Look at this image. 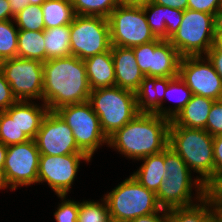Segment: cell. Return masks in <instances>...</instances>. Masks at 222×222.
<instances>
[{
    "label": "cell",
    "mask_w": 222,
    "mask_h": 222,
    "mask_svg": "<svg viewBox=\"0 0 222 222\" xmlns=\"http://www.w3.org/2000/svg\"><path fill=\"white\" fill-rule=\"evenodd\" d=\"M90 93L83 60L70 55L49 59L43 63L42 100L49 111L89 101Z\"/></svg>",
    "instance_id": "1"
},
{
    "label": "cell",
    "mask_w": 222,
    "mask_h": 222,
    "mask_svg": "<svg viewBox=\"0 0 222 222\" xmlns=\"http://www.w3.org/2000/svg\"><path fill=\"white\" fill-rule=\"evenodd\" d=\"M170 122L155 113H139L108 138V145L136 160L160 153L169 144Z\"/></svg>",
    "instance_id": "2"
},
{
    "label": "cell",
    "mask_w": 222,
    "mask_h": 222,
    "mask_svg": "<svg viewBox=\"0 0 222 222\" xmlns=\"http://www.w3.org/2000/svg\"><path fill=\"white\" fill-rule=\"evenodd\" d=\"M206 188L214 182L213 136L205 129L169 126V144Z\"/></svg>",
    "instance_id": "3"
},
{
    "label": "cell",
    "mask_w": 222,
    "mask_h": 222,
    "mask_svg": "<svg viewBox=\"0 0 222 222\" xmlns=\"http://www.w3.org/2000/svg\"><path fill=\"white\" fill-rule=\"evenodd\" d=\"M164 162L166 177L155 193L157 202L161 208L169 210L193 205L194 203L191 199L193 186L197 188L196 199L198 201L207 195L205 185L200 182L198 176L193 182L190 173L191 170L185 161L169 146L164 149Z\"/></svg>",
    "instance_id": "4"
},
{
    "label": "cell",
    "mask_w": 222,
    "mask_h": 222,
    "mask_svg": "<svg viewBox=\"0 0 222 222\" xmlns=\"http://www.w3.org/2000/svg\"><path fill=\"white\" fill-rule=\"evenodd\" d=\"M89 102L107 138L140 113L136 94L117 86L91 90Z\"/></svg>",
    "instance_id": "5"
},
{
    "label": "cell",
    "mask_w": 222,
    "mask_h": 222,
    "mask_svg": "<svg viewBox=\"0 0 222 222\" xmlns=\"http://www.w3.org/2000/svg\"><path fill=\"white\" fill-rule=\"evenodd\" d=\"M104 199L112 222H129L161 209L156 194L142 186L132 175L105 194Z\"/></svg>",
    "instance_id": "6"
},
{
    "label": "cell",
    "mask_w": 222,
    "mask_h": 222,
    "mask_svg": "<svg viewBox=\"0 0 222 222\" xmlns=\"http://www.w3.org/2000/svg\"><path fill=\"white\" fill-rule=\"evenodd\" d=\"M215 32L214 15L186 9L178 30L168 41L182 57L205 55L213 46Z\"/></svg>",
    "instance_id": "7"
},
{
    "label": "cell",
    "mask_w": 222,
    "mask_h": 222,
    "mask_svg": "<svg viewBox=\"0 0 222 222\" xmlns=\"http://www.w3.org/2000/svg\"><path fill=\"white\" fill-rule=\"evenodd\" d=\"M73 131L78 148L90 159L108 138L101 129L98 116L89 101L65 105L56 110Z\"/></svg>",
    "instance_id": "8"
},
{
    "label": "cell",
    "mask_w": 222,
    "mask_h": 222,
    "mask_svg": "<svg viewBox=\"0 0 222 222\" xmlns=\"http://www.w3.org/2000/svg\"><path fill=\"white\" fill-rule=\"evenodd\" d=\"M112 46L135 47L156 40L143 6L118 5L108 16Z\"/></svg>",
    "instance_id": "9"
},
{
    "label": "cell",
    "mask_w": 222,
    "mask_h": 222,
    "mask_svg": "<svg viewBox=\"0 0 222 222\" xmlns=\"http://www.w3.org/2000/svg\"><path fill=\"white\" fill-rule=\"evenodd\" d=\"M70 33L71 55L81 60L104 53L112 47L107 18L75 15Z\"/></svg>",
    "instance_id": "10"
},
{
    "label": "cell",
    "mask_w": 222,
    "mask_h": 222,
    "mask_svg": "<svg viewBox=\"0 0 222 222\" xmlns=\"http://www.w3.org/2000/svg\"><path fill=\"white\" fill-rule=\"evenodd\" d=\"M40 152L35 139L7 146L2 170L3 182L10 190L38 183Z\"/></svg>",
    "instance_id": "11"
},
{
    "label": "cell",
    "mask_w": 222,
    "mask_h": 222,
    "mask_svg": "<svg viewBox=\"0 0 222 222\" xmlns=\"http://www.w3.org/2000/svg\"><path fill=\"white\" fill-rule=\"evenodd\" d=\"M0 68L17 100L41 99L42 101V62L15 57L1 61Z\"/></svg>",
    "instance_id": "12"
},
{
    "label": "cell",
    "mask_w": 222,
    "mask_h": 222,
    "mask_svg": "<svg viewBox=\"0 0 222 222\" xmlns=\"http://www.w3.org/2000/svg\"><path fill=\"white\" fill-rule=\"evenodd\" d=\"M202 56H183L179 64V77L193 95L222 100V78L208 58Z\"/></svg>",
    "instance_id": "13"
},
{
    "label": "cell",
    "mask_w": 222,
    "mask_h": 222,
    "mask_svg": "<svg viewBox=\"0 0 222 222\" xmlns=\"http://www.w3.org/2000/svg\"><path fill=\"white\" fill-rule=\"evenodd\" d=\"M89 162L86 154L40 155L38 183L47 182L56 195H67L79 169L80 161Z\"/></svg>",
    "instance_id": "14"
},
{
    "label": "cell",
    "mask_w": 222,
    "mask_h": 222,
    "mask_svg": "<svg viewBox=\"0 0 222 222\" xmlns=\"http://www.w3.org/2000/svg\"><path fill=\"white\" fill-rule=\"evenodd\" d=\"M40 155L84 154L73 131L56 111H48L35 138Z\"/></svg>",
    "instance_id": "15"
},
{
    "label": "cell",
    "mask_w": 222,
    "mask_h": 222,
    "mask_svg": "<svg viewBox=\"0 0 222 222\" xmlns=\"http://www.w3.org/2000/svg\"><path fill=\"white\" fill-rule=\"evenodd\" d=\"M116 86L136 93L145 77L138 66L133 48L112 46Z\"/></svg>",
    "instance_id": "16"
},
{
    "label": "cell",
    "mask_w": 222,
    "mask_h": 222,
    "mask_svg": "<svg viewBox=\"0 0 222 222\" xmlns=\"http://www.w3.org/2000/svg\"><path fill=\"white\" fill-rule=\"evenodd\" d=\"M173 78L145 76L136 94L140 113H155L165 118L163 100L168 83ZM160 96V97H158Z\"/></svg>",
    "instance_id": "17"
},
{
    "label": "cell",
    "mask_w": 222,
    "mask_h": 222,
    "mask_svg": "<svg viewBox=\"0 0 222 222\" xmlns=\"http://www.w3.org/2000/svg\"><path fill=\"white\" fill-rule=\"evenodd\" d=\"M91 90L116 86L111 49L83 60Z\"/></svg>",
    "instance_id": "18"
},
{
    "label": "cell",
    "mask_w": 222,
    "mask_h": 222,
    "mask_svg": "<svg viewBox=\"0 0 222 222\" xmlns=\"http://www.w3.org/2000/svg\"><path fill=\"white\" fill-rule=\"evenodd\" d=\"M215 100L192 95L189 102L170 122L169 126L205 129L211 106Z\"/></svg>",
    "instance_id": "19"
},
{
    "label": "cell",
    "mask_w": 222,
    "mask_h": 222,
    "mask_svg": "<svg viewBox=\"0 0 222 222\" xmlns=\"http://www.w3.org/2000/svg\"><path fill=\"white\" fill-rule=\"evenodd\" d=\"M181 58L182 56L168 40L157 38L154 40L152 77L174 78L179 76Z\"/></svg>",
    "instance_id": "20"
},
{
    "label": "cell",
    "mask_w": 222,
    "mask_h": 222,
    "mask_svg": "<svg viewBox=\"0 0 222 222\" xmlns=\"http://www.w3.org/2000/svg\"><path fill=\"white\" fill-rule=\"evenodd\" d=\"M140 160H143L144 163L132 176L142 186L156 193L163 179L166 177L164 150Z\"/></svg>",
    "instance_id": "21"
},
{
    "label": "cell",
    "mask_w": 222,
    "mask_h": 222,
    "mask_svg": "<svg viewBox=\"0 0 222 222\" xmlns=\"http://www.w3.org/2000/svg\"><path fill=\"white\" fill-rule=\"evenodd\" d=\"M49 109L45 104L41 107L25 100L17 101V123L30 139H35L42 121Z\"/></svg>",
    "instance_id": "22"
},
{
    "label": "cell",
    "mask_w": 222,
    "mask_h": 222,
    "mask_svg": "<svg viewBox=\"0 0 222 222\" xmlns=\"http://www.w3.org/2000/svg\"><path fill=\"white\" fill-rule=\"evenodd\" d=\"M44 30L18 31L17 57L23 59L46 61Z\"/></svg>",
    "instance_id": "23"
},
{
    "label": "cell",
    "mask_w": 222,
    "mask_h": 222,
    "mask_svg": "<svg viewBox=\"0 0 222 222\" xmlns=\"http://www.w3.org/2000/svg\"><path fill=\"white\" fill-rule=\"evenodd\" d=\"M70 39V25L45 29L44 42L46 60L70 56Z\"/></svg>",
    "instance_id": "24"
},
{
    "label": "cell",
    "mask_w": 222,
    "mask_h": 222,
    "mask_svg": "<svg viewBox=\"0 0 222 222\" xmlns=\"http://www.w3.org/2000/svg\"><path fill=\"white\" fill-rule=\"evenodd\" d=\"M41 7L45 29L70 25L75 16L71 0H46Z\"/></svg>",
    "instance_id": "25"
},
{
    "label": "cell",
    "mask_w": 222,
    "mask_h": 222,
    "mask_svg": "<svg viewBox=\"0 0 222 222\" xmlns=\"http://www.w3.org/2000/svg\"><path fill=\"white\" fill-rule=\"evenodd\" d=\"M199 202L167 210L168 222H206L214 214L211 198L206 195Z\"/></svg>",
    "instance_id": "26"
},
{
    "label": "cell",
    "mask_w": 222,
    "mask_h": 222,
    "mask_svg": "<svg viewBox=\"0 0 222 222\" xmlns=\"http://www.w3.org/2000/svg\"><path fill=\"white\" fill-rule=\"evenodd\" d=\"M31 140L17 123V102L0 112V141L6 145L25 143Z\"/></svg>",
    "instance_id": "27"
},
{
    "label": "cell",
    "mask_w": 222,
    "mask_h": 222,
    "mask_svg": "<svg viewBox=\"0 0 222 222\" xmlns=\"http://www.w3.org/2000/svg\"><path fill=\"white\" fill-rule=\"evenodd\" d=\"M75 15L108 18L118 6L117 0H71Z\"/></svg>",
    "instance_id": "28"
},
{
    "label": "cell",
    "mask_w": 222,
    "mask_h": 222,
    "mask_svg": "<svg viewBox=\"0 0 222 222\" xmlns=\"http://www.w3.org/2000/svg\"><path fill=\"white\" fill-rule=\"evenodd\" d=\"M177 92V93H176ZM173 93L178 94L175 101L177 102L176 105H174V109L165 110V118L169 119L170 121L179 114V112L183 109V107L189 102V100L192 97V92L186 85V83L179 77H174L169 83L165 91V96L168 98L170 97L171 100H174L172 98ZM180 93V94H179ZM176 95H174L175 97Z\"/></svg>",
    "instance_id": "29"
},
{
    "label": "cell",
    "mask_w": 222,
    "mask_h": 222,
    "mask_svg": "<svg viewBox=\"0 0 222 222\" xmlns=\"http://www.w3.org/2000/svg\"><path fill=\"white\" fill-rule=\"evenodd\" d=\"M147 23L156 38L167 40V7L152 3L150 0L143 5ZM151 15L148 16V13Z\"/></svg>",
    "instance_id": "30"
},
{
    "label": "cell",
    "mask_w": 222,
    "mask_h": 222,
    "mask_svg": "<svg viewBox=\"0 0 222 222\" xmlns=\"http://www.w3.org/2000/svg\"><path fill=\"white\" fill-rule=\"evenodd\" d=\"M18 30L41 31L45 30L44 15L39 5H27L14 16Z\"/></svg>",
    "instance_id": "31"
},
{
    "label": "cell",
    "mask_w": 222,
    "mask_h": 222,
    "mask_svg": "<svg viewBox=\"0 0 222 222\" xmlns=\"http://www.w3.org/2000/svg\"><path fill=\"white\" fill-rule=\"evenodd\" d=\"M18 31L12 19L0 21V62L17 57Z\"/></svg>",
    "instance_id": "32"
},
{
    "label": "cell",
    "mask_w": 222,
    "mask_h": 222,
    "mask_svg": "<svg viewBox=\"0 0 222 222\" xmlns=\"http://www.w3.org/2000/svg\"><path fill=\"white\" fill-rule=\"evenodd\" d=\"M83 201L79 202L77 222H112L107 202ZM104 204V205H103Z\"/></svg>",
    "instance_id": "33"
},
{
    "label": "cell",
    "mask_w": 222,
    "mask_h": 222,
    "mask_svg": "<svg viewBox=\"0 0 222 222\" xmlns=\"http://www.w3.org/2000/svg\"><path fill=\"white\" fill-rule=\"evenodd\" d=\"M138 66L145 76L152 77V60L154 54V41L132 47Z\"/></svg>",
    "instance_id": "34"
},
{
    "label": "cell",
    "mask_w": 222,
    "mask_h": 222,
    "mask_svg": "<svg viewBox=\"0 0 222 222\" xmlns=\"http://www.w3.org/2000/svg\"><path fill=\"white\" fill-rule=\"evenodd\" d=\"M62 199L54 217L57 222H77L79 213V202L73 200H65L66 195H58ZM64 199V200H63Z\"/></svg>",
    "instance_id": "35"
},
{
    "label": "cell",
    "mask_w": 222,
    "mask_h": 222,
    "mask_svg": "<svg viewBox=\"0 0 222 222\" xmlns=\"http://www.w3.org/2000/svg\"><path fill=\"white\" fill-rule=\"evenodd\" d=\"M205 130L213 137L222 134V100H215L211 106Z\"/></svg>",
    "instance_id": "36"
},
{
    "label": "cell",
    "mask_w": 222,
    "mask_h": 222,
    "mask_svg": "<svg viewBox=\"0 0 222 222\" xmlns=\"http://www.w3.org/2000/svg\"><path fill=\"white\" fill-rule=\"evenodd\" d=\"M188 9L204 12L216 17L222 9V0H188Z\"/></svg>",
    "instance_id": "37"
},
{
    "label": "cell",
    "mask_w": 222,
    "mask_h": 222,
    "mask_svg": "<svg viewBox=\"0 0 222 222\" xmlns=\"http://www.w3.org/2000/svg\"><path fill=\"white\" fill-rule=\"evenodd\" d=\"M18 100L14 96L10 84L6 81L5 76L0 68V112L7 110Z\"/></svg>",
    "instance_id": "38"
},
{
    "label": "cell",
    "mask_w": 222,
    "mask_h": 222,
    "mask_svg": "<svg viewBox=\"0 0 222 222\" xmlns=\"http://www.w3.org/2000/svg\"><path fill=\"white\" fill-rule=\"evenodd\" d=\"M184 11L167 7V40L178 30Z\"/></svg>",
    "instance_id": "39"
},
{
    "label": "cell",
    "mask_w": 222,
    "mask_h": 222,
    "mask_svg": "<svg viewBox=\"0 0 222 222\" xmlns=\"http://www.w3.org/2000/svg\"><path fill=\"white\" fill-rule=\"evenodd\" d=\"M214 181L222 175V134L213 137Z\"/></svg>",
    "instance_id": "40"
},
{
    "label": "cell",
    "mask_w": 222,
    "mask_h": 222,
    "mask_svg": "<svg viewBox=\"0 0 222 222\" xmlns=\"http://www.w3.org/2000/svg\"><path fill=\"white\" fill-rule=\"evenodd\" d=\"M207 195L211 198L212 205H222V175L207 188Z\"/></svg>",
    "instance_id": "41"
},
{
    "label": "cell",
    "mask_w": 222,
    "mask_h": 222,
    "mask_svg": "<svg viewBox=\"0 0 222 222\" xmlns=\"http://www.w3.org/2000/svg\"><path fill=\"white\" fill-rule=\"evenodd\" d=\"M161 214V216L159 215ZM129 222H168V211L161 208L158 212L137 217Z\"/></svg>",
    "instance_id": "42"
},
{
    "label": "cell",
    "mask_w": 222,
    "mask_h": 222,
    "mask_svg": "<svg viewBox=\"0 0 222 222\" xmlns=\"http://www.w3.org/2000/svg\"><path fill=\"white\" fill-rule=\"evenodd\" d=\"M157 5L180 9L182 11L188 9V0H150Z\"/></svg>",
    "instance_id": "43"
},
{
    "label": "cell",
    "mask_w": 222,
    "mask_h": 222,
    "mask_svg": "<svg viewBox=\"0 0 222 222\" xmlns=\"http://www.w3.org/2000/svg\"><path fill=\"white\" fill-rule=\"evenodd\" d=\"M208 60L212 63L215 71L222 78V52L220 51H208L205 54Z\"/></svg>",
    "instance_id": "44"
},
{
    "label": "cell",
    "mask_w": 222,
    "mask_h": 222,
    "mask_svg": "<svg viewBox=\"0 0 222 222\" xmlns=\"http://www.w3.org/2000/svg\"><path fill=\"white\" fill-rule=\"evenodd\" d=\"M11 8V18L23 10L27 5H29V0H7Z\"/></svg>",
    "instance_id": "45"
},
{
    "label": "cell",
    "mask_w": 222,
    "mask_h": 222,
    "mask_svg": "<svg viewBox=\"0 0 222 222\" xmlns=\"http://www.w3.org/2000/svg\"><path fill=\"white\" fill-rule=\"evenodd\" d=\"M11 20V8L7 0H0V21Z\"/></svg>",
    "instance_id": "46"
},
{
    "label": "cell",
    "mask_w": 222,
    "mask_h": 222,
    "mask_svg": "<svg viewBox=\"0 0 222 222\" xmlns=\"http://www.w3.org/2000/svg\"><path fill=\"white\" fill-rule=\"evenodd\" d=\"M209 51H220L222 52V33H215L213 46Z\"/></svg>",
    "instance_id": "47"
},
{
    "label": "cell",
    "mask_w": 222,
    "mask_h": 222,
    "mask_svg": "<svg viewBox=\"0 0 222 222\" xmlns=\"http://www.w3.org/2000/svg\"><path fill=\"white\" fill-rule=\"evenodd\" d=\"M149 0H117L118 5L143 6Z\"/></svg>",
    "instance_id": "48"
},
{
    "label": "cell",
    "mask_w": 222,
    "mask_h": 222,
    "mask_svg": "<svg viewBox=\"0 0 222 222\" xmlns=\"http://www.w3.org/2000/svg\"><path fill=\"white\" fill-rule=\"evenodd\" d=\"M6 153H7V146L4 145V144L0 141V172H1V173H2V170H3V166H4Z\"/></svg>",
    "instance_id": "49"
},
{
    "label": "cell",
    "mask_w": 222,
    "mask_h": 222,
    "mask_svg": "<svg viewBox=\"0 0 222 222\" xmlns=\"http://www.w3.org/2000/svg\"><path fill=\"white\" fill-rule=\"evenodd\" d=\"M222 33V10L216 16V32Z\"/></svg>",
    "instance_id": "50"
},
{
    "label": "cell",
    "mask_w": 222,
    "mask_h": 222,
    "mask_svg": "<svg viewBox=\"0 0 222 222\" xmlns=\"http://www.w3.org/2000/svg\"><path fill=\"white\" fill-rule=\"evenodd\" d=\"M212 207L214 213L219 218V221L222 222V205H212Z\"/></svg>",
    "instance_id": "51"
},
{
    "label": "cell",
    "mask_w": 222,
    "mask_h": 222,
    "mask_svg": "<svg viewBox=\"0 0 222 222\" xmlns=\"http://www.w3.org/2000/svg\"><path fill=\"white\" fill-rule=\"evenodd\" d=\"M45 1L46 0H29V4L41 6Z\"/></svg>",
    "instance_id": "52"
},
{
    "label": "cell",
    "mask_w": 222,
    "mask_h": 222,
    "mask_svg": "<svg viewBox=\"0 0 222 222\" xmlns=\"http://www.w3.org/2000/svg\"><path fill=\"white\" fill-rule=\"evenodd\" d=\"M206 222H220L219 218L214 213Z\"/></svg>",
    "instance_id": "53"
},
{
    "label": "cell",
    "mask_w": 222,
    "mask_h": 222,
    "mask_svg": "<svg viewBox=\"0 0 222 222\" xmlns=\"http://www.w3.org/2000/svg\"><path fill=\"white\" fill-rule=\"evenodd\" d=\"M2 188H6V186H5L4 182H3L2 174L0 172V189H2Z\"/></svg>",
    "instance_id": "54"
}]
</instances>
